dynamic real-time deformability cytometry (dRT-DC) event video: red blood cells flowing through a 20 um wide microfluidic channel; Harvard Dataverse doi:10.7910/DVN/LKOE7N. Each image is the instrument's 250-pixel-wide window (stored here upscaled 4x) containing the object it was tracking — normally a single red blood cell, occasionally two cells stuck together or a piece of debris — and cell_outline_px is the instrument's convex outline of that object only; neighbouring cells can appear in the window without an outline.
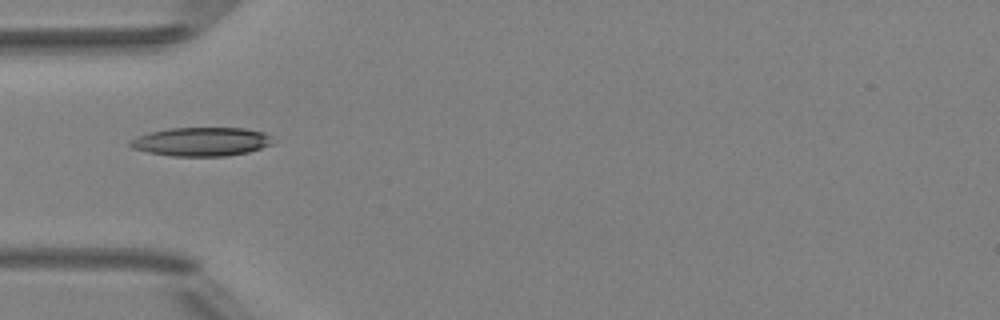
{"species": "Egyptian fruit bat (a non-hibernating species)", "species_latin": "Rousettus aegyptiacus", "temperature_condition": "room temperature", "stored_images_in_passage": 4, "camera_frame_rate_fps": 3000, "um_per_image_px": 0.085, "animal": {"sex": "female"}, "frame": {"image": 1, "passage_image": 3, "time_ms": 2.333, "image_size_px": [1000, 320], "cell_outline_px": [[272, 144], [248, 152], [228, 156], [172, 156], [148, 152], [132, 148], [128, 144], [128, 140], [136, 136], [148, 132], [168, 128], [244, 128], [264, 132], [272, 136]], "centroid_in_image_um": [17.08, 12.04], "position_along_channel_um": 67.9, "area_um2": 24.1}}
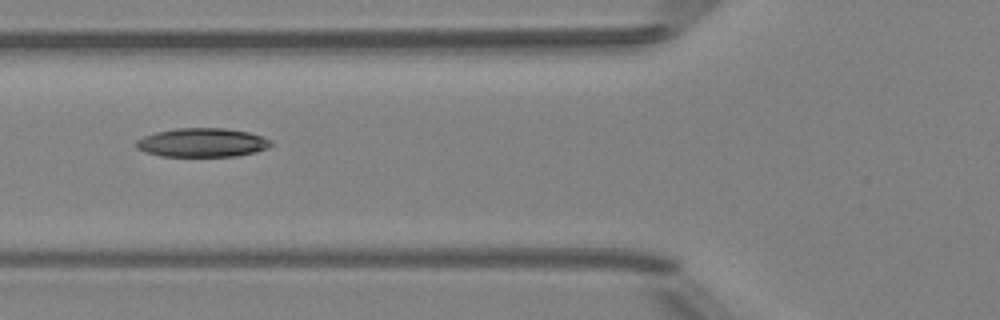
{"frame": {"image": 2, "passage_image": 4, "time_ms": 3.333, "image_size_px": [1000, 320], "cell_outline_px": [[276, 144], [268, 148], [256, 152], [236, 156], [160, 156], [136, 148], [136, 140], [144, 136], [156, 132], [176, 128], [224, 128], [248, 132], [272, 140]], "centroid_in_image_um": [17.23, 12.12], "position_along_channel_um": 108.6, "area_um2": 22.72}}